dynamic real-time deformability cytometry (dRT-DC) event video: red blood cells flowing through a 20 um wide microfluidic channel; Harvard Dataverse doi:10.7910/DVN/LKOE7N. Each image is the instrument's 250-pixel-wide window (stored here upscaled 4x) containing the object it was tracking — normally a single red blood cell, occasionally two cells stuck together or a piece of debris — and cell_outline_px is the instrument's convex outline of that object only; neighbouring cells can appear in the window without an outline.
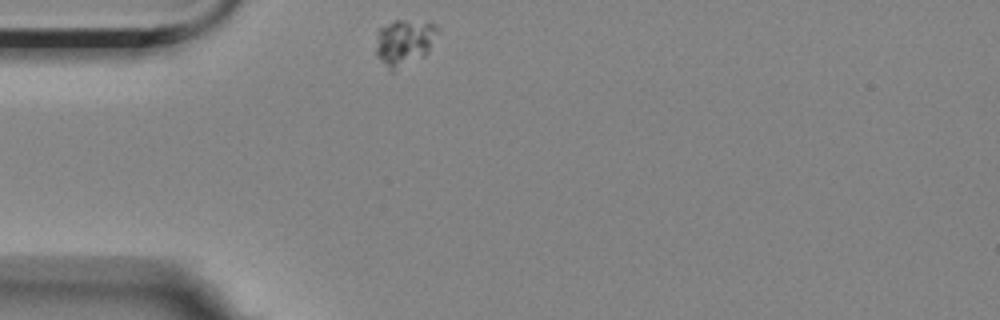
{"species": "Egyptian fruit bat (a non-hibernating species)", "species_latin": "Rousettus aegyptiacus", "temperature_condition": "room temperature", "stored_images_in_passage": 2, "camera_frame_rate_fps": 3000, "um_per_image_px": 0.085, "animal": {"sex": "female"}, "frame": {"image": 1, "passage_image": 1, "time_ms": 0.0, "image_size_px": [1000, 320], "cell_outline_px": [[440, 32], [428, 52], [424, 56], [392, 72], [376, 56], [376, 48], [380, 28], [392, 20], [428, 20]], "centroid_in_image_um": [34.4, 3.58], "position_along_channel_um": 50.6, "area_um2": 16.76}}